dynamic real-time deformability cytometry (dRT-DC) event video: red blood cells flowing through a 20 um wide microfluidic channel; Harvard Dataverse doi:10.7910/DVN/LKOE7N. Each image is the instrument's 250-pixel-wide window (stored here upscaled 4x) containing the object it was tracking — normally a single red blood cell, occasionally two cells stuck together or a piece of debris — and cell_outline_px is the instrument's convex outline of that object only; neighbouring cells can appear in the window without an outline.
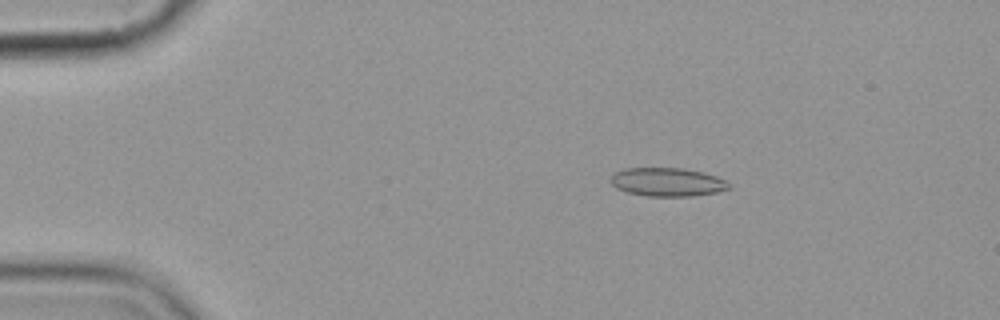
{"species": "common noctule bat (a hibernating species)", "species_latin": "Nyctalus noctula", "temperature_condition": "cold", "stored_images_in_passage": 5, "camera_frame_rate_fps": 3000, "um_per_image_px": 0.085, "animal": {"sex": "female", "body_mass_g": 19.9}, "frame": {"image": 1, "passage_image": 3, "time_ms": 2.333, "image_size_px": [1000, 320], "cell_outline_px": [[732, 188], [720, 192], [692, 196], [648, 196], [628, 192], [616, 188], [612, 184], [612, 176], [616, 172], [624, 168], [684, 168], [704, 172], [716, 176], [724, 180]], "centroid_in_image_um": [56.77, 15.47], "position_along_channel_um": 28.2, "area_um2": 19.65}}